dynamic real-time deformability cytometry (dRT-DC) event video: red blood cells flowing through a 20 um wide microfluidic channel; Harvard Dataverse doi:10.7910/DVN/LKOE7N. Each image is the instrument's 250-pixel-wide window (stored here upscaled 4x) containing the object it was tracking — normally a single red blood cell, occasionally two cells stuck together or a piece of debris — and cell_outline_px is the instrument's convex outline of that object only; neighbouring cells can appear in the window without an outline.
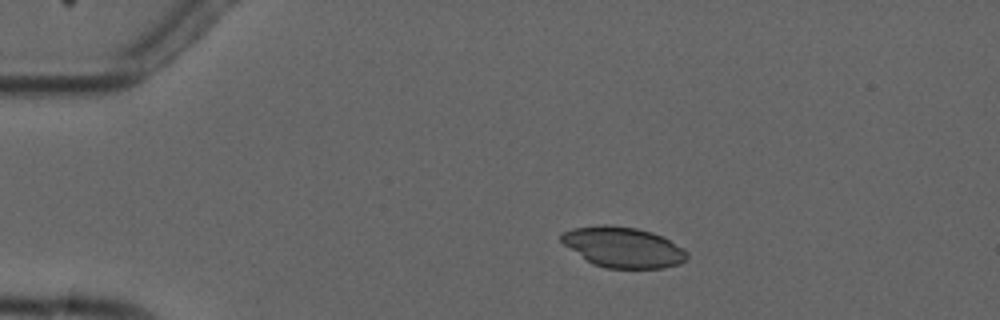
{"species": "common noctule bat (a hibernating species)", "species_latin": "Nyctalus noctula", "temperature_condition": "cold", "stored_images_in_passage": 6, "camera_frame_rate_fps": 3000, "um_per_image_px": 0.085, "animal": {"sex": "male", "forearm_length_mm": 52.5}, "frame": {"image": 1, "passage_image": 4, "time_ms": 3.333, "image_size_px": [1000, 320], "cell_outline_px": [[688, 260], [680, 264], [664, 268], [604, 268], [592, 264], [564, 244], [560, 240], [560, 236], [564, 232], [572, 228], [604, 224], [608, 224], [636, 228], [652, 232], [664, 236], [684, 248], [688, 252]], "centroid_in_image_um": [53.01, 21.01], "position_along_channel_um": 32.0, "area_um2": 29.94}}